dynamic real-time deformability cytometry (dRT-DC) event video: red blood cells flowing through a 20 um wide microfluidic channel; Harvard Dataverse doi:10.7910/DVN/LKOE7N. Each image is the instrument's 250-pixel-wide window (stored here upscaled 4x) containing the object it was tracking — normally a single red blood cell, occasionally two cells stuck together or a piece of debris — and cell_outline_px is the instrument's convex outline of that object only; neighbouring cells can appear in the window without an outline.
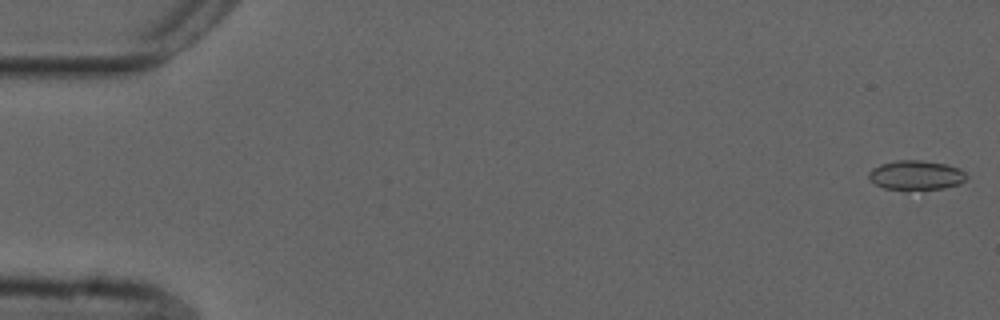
{"species": "common noctule bat (a hibernating species)", "species_latin": "Nyctalus noctula", "temperature_condition": "cold", "stored_images_in_passage": 54, "camera_frame_rate_fps": 3000, "um_per_image_px": 0.085, "animal": {"sex": "male", "forearm_length_mm": 52.5}, "frame": {"image": 1, "passage_image": 1, "time_ms": 0.0, "image_size_px": [1000, 320], "cell_outline_px": [[968, 176], [960, 184], [944, 188], [908, 192], [884, 188], [876, 184], [868, 176], [868, 172], [872, 168], [880, 164], [896, 160], [920, 160], [944, 164], [960, 168]], "centroid_in_image_um": [77.85, 14.92], "position_along_channel_um": 7.1, "area_um2": 17.22}}
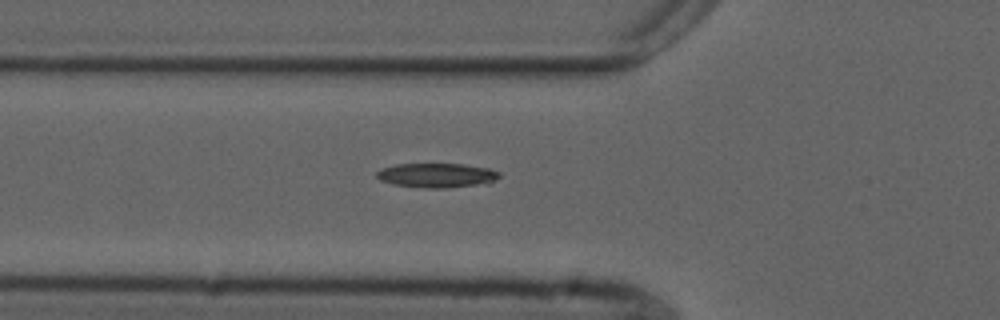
{"frame": {"image": 2, "passage_image": 19, "time_ms": 6.0, "image_size_px": [1000, 320], "cell_outline_px": [[500, 176], [496, 180], [488, 184], [448, 188], [424, 188], [392, 184], [380, 180], [376, 176], [376, 172], [384, 168], [396, 164], [464, 164], [488, 168], [500, 172]], "centroid_in_image_um": [37.17, 14.91], "position_along_channel_um": 88.6, "area_um2": 17.63}}
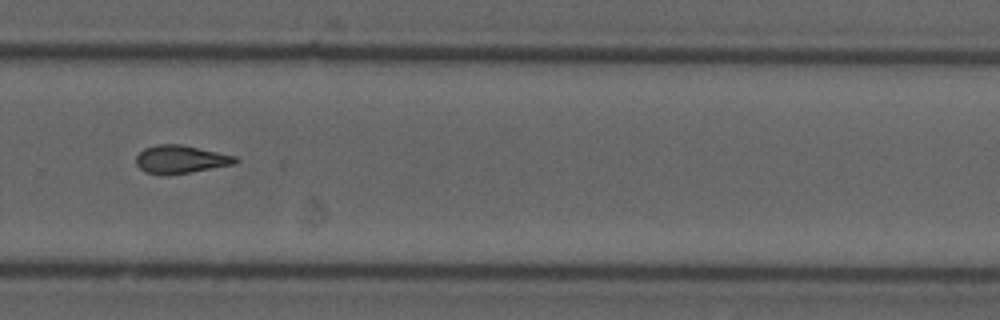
{"frame": {"image": 3, "passage_image": 37, "time_ms": 12.0, "image_size_px": [1000, 320], "cell_outline_px": [[240, 160], [236, 164], [168, 176], [160, 176], [144, 172], [136, 164], [136, 156], [144, 148], [156, 144], [180, 144], [236, 156]], "centroid_in_image_um": [15.33, 13.56], "position_along_channel_um": 314.5, "area_um2": 16.53}}